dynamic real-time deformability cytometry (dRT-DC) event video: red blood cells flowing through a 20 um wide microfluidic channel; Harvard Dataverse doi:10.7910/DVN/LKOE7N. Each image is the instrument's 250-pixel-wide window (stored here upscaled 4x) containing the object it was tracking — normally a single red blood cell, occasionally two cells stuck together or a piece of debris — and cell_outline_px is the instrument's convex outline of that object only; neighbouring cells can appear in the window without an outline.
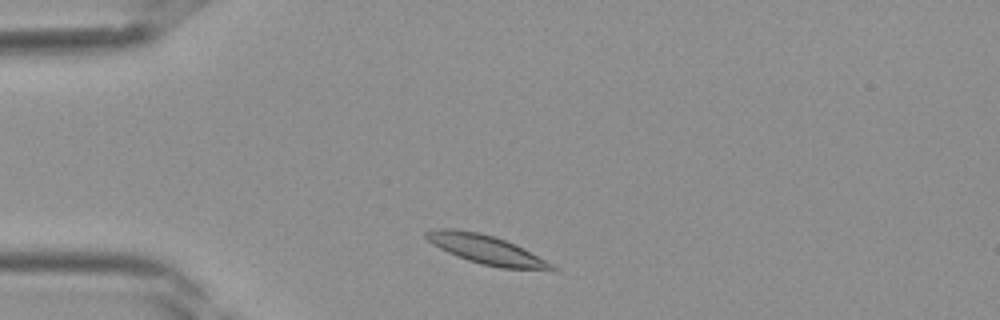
{"species": "Egyptian fruit bat (a non-hibernating species)", "species_latin": "Rousettus aegyptiacus", "temperature_condition": "room temperature", "stored_images_in_passage": 29, "camera_frame_rate_fps": 3000, "um_per_image_px": 0.085, "frame": {"image": 1, "passage_image": 3, "time_ms": 0.667, "image_size_px": [1000, 320], "cell_outline_px": [[556, 268], [552, 272], [500, 268], [480, 264], [468, 260], [448, 252], [432, 244], [424, 236], [424, 232], [436, 228], [456, 228], [480, 232], [516, 244], [552, 264]], "centroid_in_image_um": [41.35, 21.23], "position_along_channel_um": 43.6, "area_um2": 21.5}}
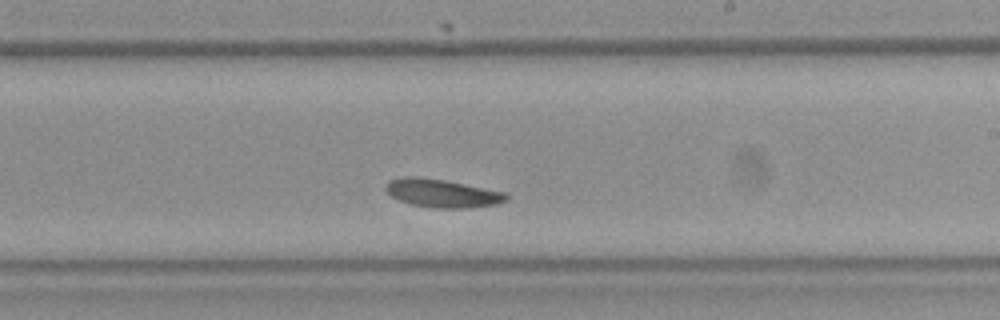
{"frame": {"image": 2, "passage_image": 17, "time_ms": 5.333, "image_size_px": [1000, 320], "cell_outline_px": [[508, 200], [496, 204], [468, 208], [432, 208], [412, 204], [400, 200], [392, 196], [384, 188], [384, 184], [388, 180], [400, 176], [416, 176], [444, 180], [508, 192]], "centroid_in_image_um": [37.58, 16.41], "position_along_channel_um": 251.4, "area_um2": 20.06}}
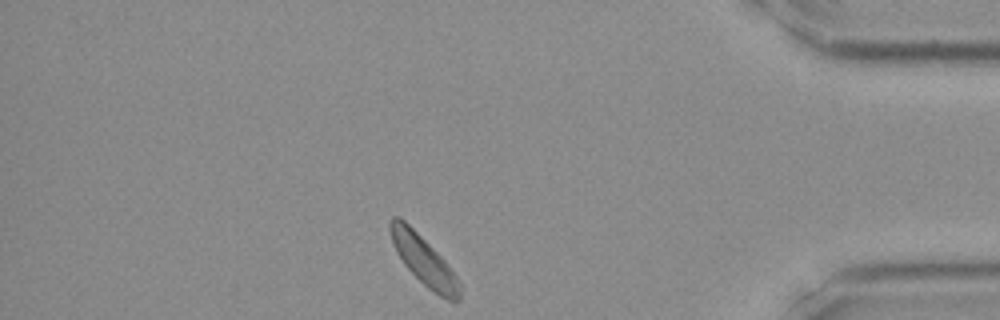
{"frame": {"image": 3, "passage_image": 28, "time_ms": 9.0, "image_size_px": [1000, 320], "cell_outline_px": [[460, 300], [448, 300], [440, 296], [428, 288], [404, 264], [396, 252], [392, 244], [388, 228], [388, 220], [392, 216], [400, 216], [448, 264], [460, 280]], "centroid_in_image_um": [35.99, 22.11], "position_along_channel_um": 399.2, "area_um2": 19.71}}